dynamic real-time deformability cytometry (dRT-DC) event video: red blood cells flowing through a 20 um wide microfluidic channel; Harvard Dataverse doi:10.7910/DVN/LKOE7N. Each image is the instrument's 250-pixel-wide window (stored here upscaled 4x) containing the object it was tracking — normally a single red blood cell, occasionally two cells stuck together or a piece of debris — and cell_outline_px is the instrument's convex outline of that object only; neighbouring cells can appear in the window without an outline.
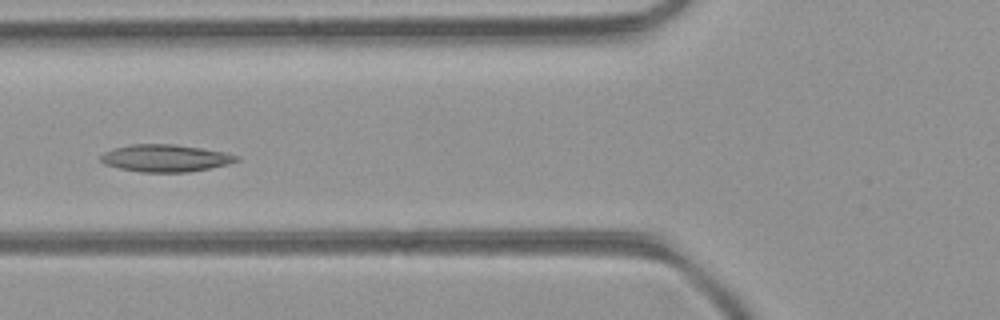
{"species": "common noctule bat (a hibernating species)", "species_latin": "Nyctalus noctula", "temperature_condition": "room temperature", "stored_images_in_passage": 36, "camera_frame_rate_fps": 3000, "um_per_image_px": 0.085, "animal": {"sex": "female", "body_mass_g": 21.9}, "frame": {"image": 1, "passage_image": 9, "time_ms": 2.667, "image_size_px": [1000, 320], "cell_outline_px": [[240, 160], [228, 164], [188, 172], [140, 172], [120, 168], [104, 164], [100, 160], [100, 156], [104, 152], [112, 148], [132, 144], [176, 144], [224, 152], [240, 156]], "centroid_in_image_um": [14.04, 13.44], "position_along_channel_um": 111.8, "area_um2": 21.56}}
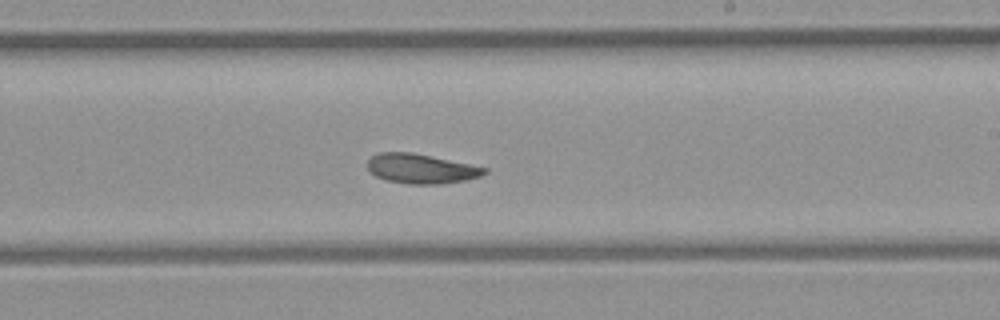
{"frame": {"image": 2, "passage_image": 19, "time_ms": 6.0, "image_size_px": [1000, 320], "cell_outline_px": [[488, 172], [480, 176], [468, 180], [440, 184], [408, 184], [384, 180], [376, 176], [368, 168], [368, 160], [376, 152], [412, 152], [488, 168]], "centroid_in_image_um": [35.79, 14.34], "position_along_channel_um": 253.2, "area_um2": 20.23}}
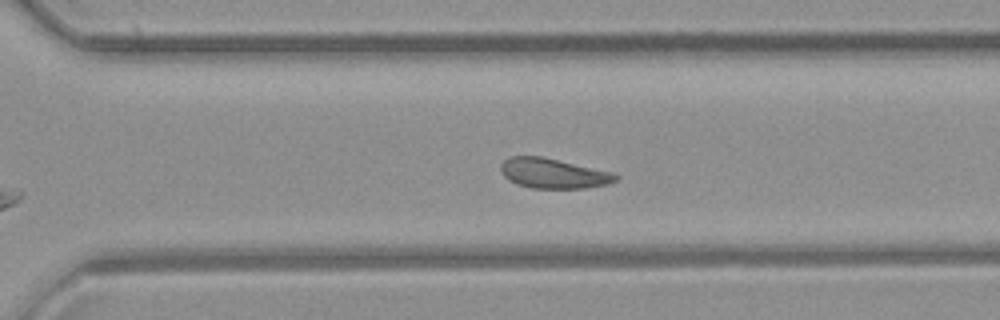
{"frame": {"image": 3, "passage_image": 24, "time_ms": 7.667, "image_size_px": [1000, 320], "cell_outline_px": [[620, 176], [616, 180], [608, 184], [584, 188], [532, 188], [516, 184], [508, 180], [500, 172], [500, 164], [508, 156], [540, 156], [616, 172]], "centroid_in_image_um": [47.03, 14.73], "position_along_channel_um": 323.6, "area_um2": 20.35}, "authors_computed_cell_mechanics": {"area_um2": 20.5479, "velocity_mm_per_s": 4.2358, "shape_relaxation_time_tau1_ms": 10.0001, "shape_relaxation_time_tau2_ms": null, "deformation_change_tau1": 0.1737, "deformation_change_tau2": null}}